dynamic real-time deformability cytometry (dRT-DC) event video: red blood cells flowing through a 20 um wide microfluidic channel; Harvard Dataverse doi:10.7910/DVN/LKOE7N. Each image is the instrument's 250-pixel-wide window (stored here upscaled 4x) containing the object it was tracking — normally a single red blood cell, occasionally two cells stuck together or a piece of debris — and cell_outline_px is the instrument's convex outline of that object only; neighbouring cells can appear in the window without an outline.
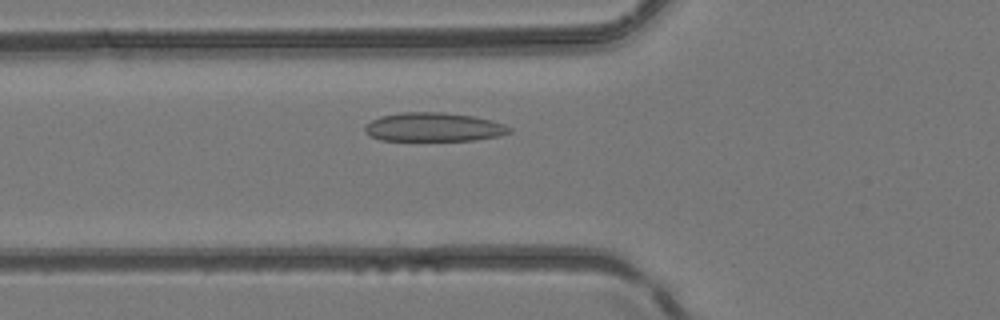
{"species": "common noctule bat (a hibernating species)", "species_latin": "Nyctalus noctula", "temperature_condition": "room temperature", "stored_images_in_passage": 43, "camera_frame_rate_fps": 3000, "um_per_image_px": 0.085, "animal": {"sex": "female", "body_mass_g": 24.6, "forearm_length_mm": 56.2}, "frame": {"image": 1, "passage_image": 13, "time_ms": 4.0, "image_size_px": [1000, 320], "cell_outline_px": [[512, 132], [500, 136], [472, 140], [380, 140], [364, 132], [364, 128], [372, 120], [380, 116], [400, 112], [444, 112], [472, 116], [492, 120], [504, 124], [512, 128]], "centroid_in_image_um": [36.89, 10.8], "position_along_channel_um": 88.9, "area_um2": 24.28}}
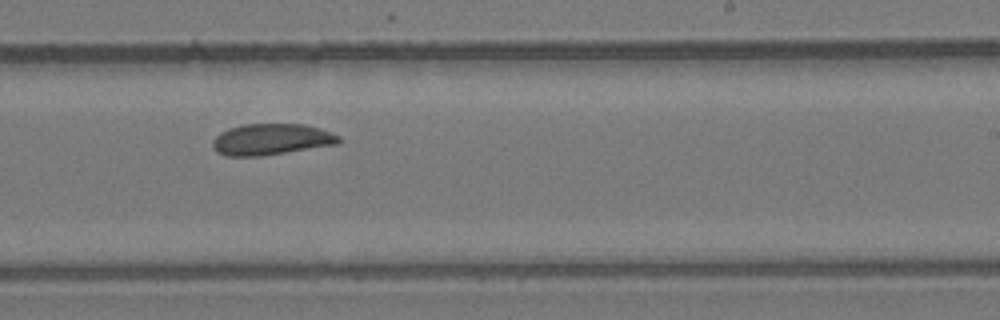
{"frame": {"image": 2, "passage_image": 25, "time_ms": 8.0, "image_size_px": [1000, 320], "cell_outline_px": [[340, 144], [260, 156], [224, 156], [216, 152], [212, 144], [212, 140], [220, 132], [228, 128], [244, 124], [304, 124], [320, 128], [332, 132], [340, 136]], "centroid_in_image_um": [23.06, 11.85], "position_along_channel_um": 265.9, "area_um2": 23.18}}
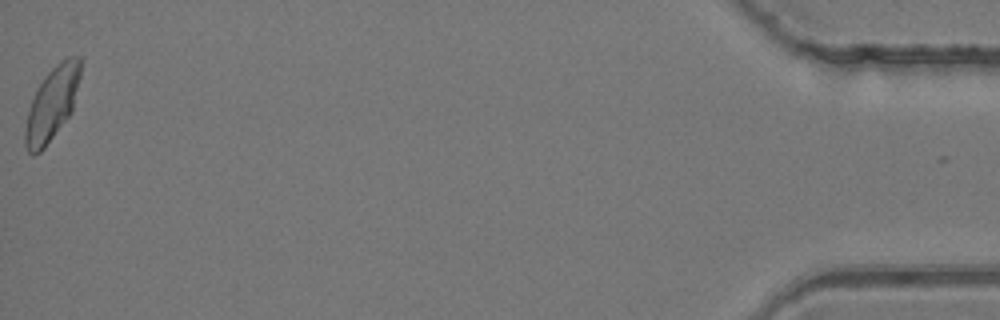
{"frame": {"image": 3, "passage_image": 43, "time_ms": 14.0, "image_size_px": [1000, 320], "cell_outline_px": [[80, 76], [72, 112], [44, 148], [40, 152], [32, 156], [28, 152], [24, 144], [24, 132], [28, 112], [32, 100], [44, 76], [60, 60], [68, 56], [80, 56]], "centroid_in_image_um": [4.42, 8.83], "position_along_channel_um": 430.8, "area_um2": 23.41}}